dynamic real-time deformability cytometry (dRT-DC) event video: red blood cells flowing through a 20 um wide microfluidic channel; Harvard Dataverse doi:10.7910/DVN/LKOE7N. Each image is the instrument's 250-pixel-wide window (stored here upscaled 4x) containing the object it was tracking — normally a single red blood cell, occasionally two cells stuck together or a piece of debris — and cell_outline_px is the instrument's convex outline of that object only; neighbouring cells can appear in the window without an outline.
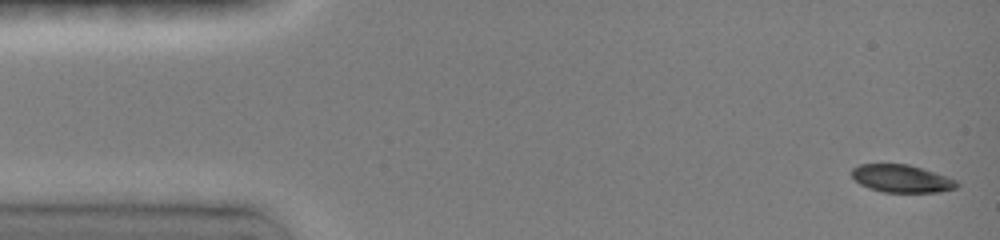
{"species": "common noctule bat (a hibernating species)", "species_latin": "Nyctalus noctula", "temperature_condition": "room temperature", "stored_images_in_passage": 13, "camera_frame_rate_fps": 3000, "um_per_image_px": 0.085, "animal": {"sex": "female", "body_mass_g": 19.0, "forearm_length_mm": 51.5}, "frame": {"image": 1, "passage_image": 1, "time_ms": 0.0, "image_size_px": [1000, 240], "cell_outline_px": [[960, 184], [956, 188], [940, 192], [884, 192], [860, 184], [852, 176], [852, 168], [860, 164], [908, 164], [956, 180]], "centroid_in_image_um": [76.63, 15.18], "position_along_channel_um": 8.4, "area_um2": 16.65}}
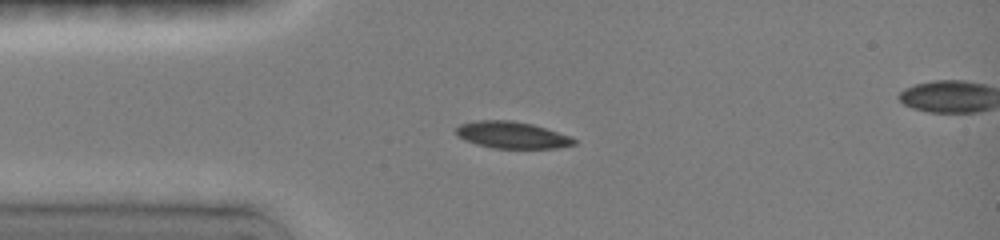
{"frame": {"image": 2, "passage_image": 9, "time_ms": 3.333, "image_size_px": [1000, 240], "cell_outline_px": [[576, 144], [556, 148], [492, 148], [476, 144], [464, 140], [456, 136], [456, 128], [460, 124], [476, 120], [512, 120], [532, 124], [572, 136], [576, 140]], "centroid_in_image_um": [43.51, 11.47], "position_along_channel_um": 41.5, "area_um2": 18.55}}